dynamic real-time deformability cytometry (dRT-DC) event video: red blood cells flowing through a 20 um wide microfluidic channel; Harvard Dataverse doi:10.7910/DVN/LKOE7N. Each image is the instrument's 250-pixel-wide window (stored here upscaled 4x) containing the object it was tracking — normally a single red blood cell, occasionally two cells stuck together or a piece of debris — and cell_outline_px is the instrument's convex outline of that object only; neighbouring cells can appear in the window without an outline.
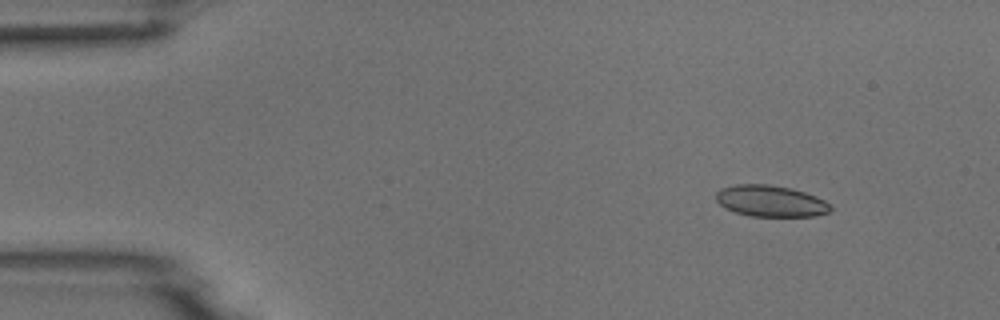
{"species": "common noctule bat (a hibernating species)", "species_latin": "Nyctalus noctula", "temperature_condition": "room temperature", "stored_images_in_passage": 5, "camera_frame_rate_fps": 3000, "um_per_image_px": 0.085, "animal": {"sex": "male", "body_mass_g": 18.8}, "frame": {"image": 1, "passage_image": 2, "time_ms": 1.333, "image_size_px": [1000, 320], "cell_outline_px": [[832, 208], [828, 212], [816, 216], [748, 216], [724, 208], [716, 200], [716, 192], [720, 188], [736, 184], [768, 184], [792, 188], [816, 196], [824, 200]], "centroid_in_image_um": [65.47, 17.08], "position_along_channel_um": 19.5, "area_um2": 20.98}}
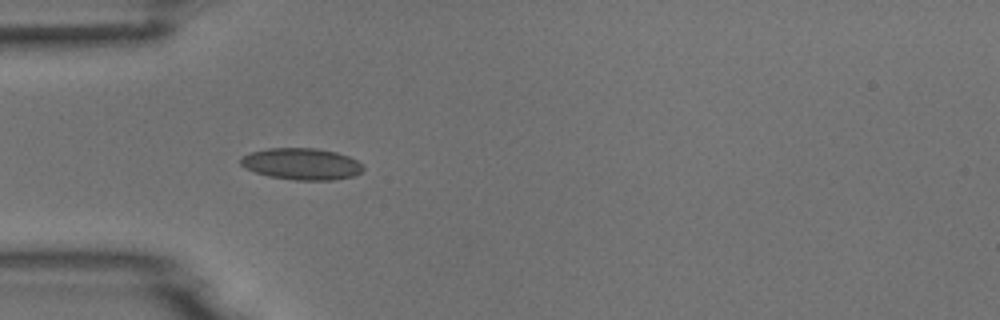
{"frame": {"image": 2, "passage_image": 5, "time_ms": 4.667, "image_size_px": [1000, 320], "cell_outline_px": [[364, 168], [360, 172], [352, 176], [332, 180], [296, 180], [268, 176], [244, 168], [240, 164], [240, 156], [252, 152], [268, 148], [316, 148], [336, 152], [348, 156], [356, 160]], "centroid_in_image_um": [25.59, 13.93], "position_along_channel_um": 59.4, "area_um2": 22.48}}